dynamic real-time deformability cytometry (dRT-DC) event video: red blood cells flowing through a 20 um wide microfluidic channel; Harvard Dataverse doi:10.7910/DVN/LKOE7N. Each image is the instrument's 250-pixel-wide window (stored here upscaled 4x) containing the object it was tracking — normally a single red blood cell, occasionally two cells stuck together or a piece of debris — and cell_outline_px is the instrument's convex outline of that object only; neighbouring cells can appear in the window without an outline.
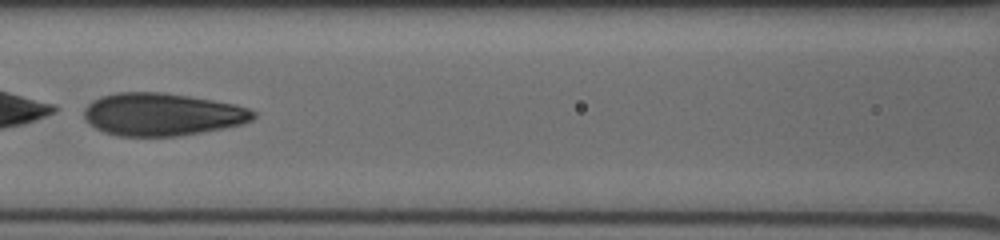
{"species": "human", "species_latin": "Homo sapiens", "temperature_condition": "cold", "stored_images_in_passage": 50, "camera_frame_rate_fps": 3000, "um_per_image_px": 0.085, "donor": {"sex": "male"}, "frame": {"image": 1, "passage_image": 26, "time_ms": 8.333, "image_size_px": [1000, 240], "cell_outline_px": [[256, 116], [252, 120], [240, 124], [224, 128], [176, 136], [116, 136], [104, 132], [96, 128], [84, 120], [84, 108], [92, 100], [100, 96], [116, 92], [164, 92], [236, 104], [248, 108], [256, 112]], "centroid_in_image_um": [13.75, 9.71], "position_along_channel_um": 152.9, "area_um2": 42.19}}